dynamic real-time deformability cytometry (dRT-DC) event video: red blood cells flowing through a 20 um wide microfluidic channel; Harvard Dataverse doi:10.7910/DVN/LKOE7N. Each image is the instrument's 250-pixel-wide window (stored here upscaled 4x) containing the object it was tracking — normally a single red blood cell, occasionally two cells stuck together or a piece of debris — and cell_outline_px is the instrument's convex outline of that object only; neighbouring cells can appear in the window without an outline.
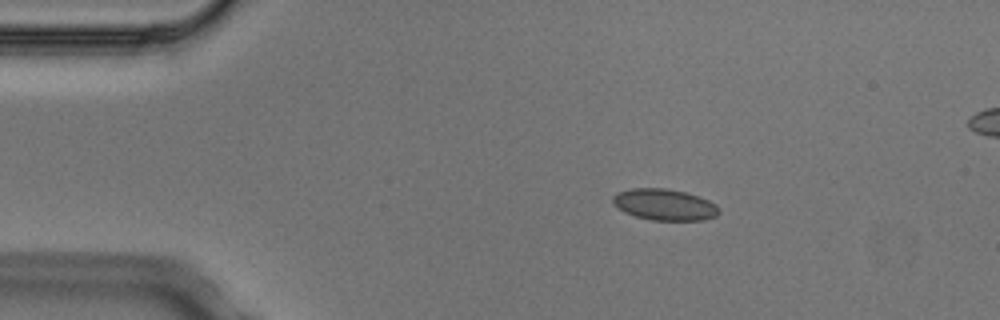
{"species": "Egyptian fruit bat (a non-hibernating species)", "species_latin": "Rousettus aegyptiacus", "temperature_condition": "cold", "stored_images_in_passage": 5, "camera_frame_rate_fps": 3000, "um_per_image_px": 0.085, "animal": {"sex": "male"}, "frame": {"image": 1, "passage_image": 1, "time_ms": 0.0, "image_size_px": [1000, 320], "cell_outline_px": [[720, 212], [716, 216], [704, 220], [652, 220], [636, 216], [624, 212], [612, 204], [612, 196], [616, 192], [632, 188], [664, 188], [684, 192], [708, 200], [716, 204], [720, 208]], "centroid_in_image_um": [56.46, 17.39], "position_along_channel_um": 28.5, "area_um2": 19.42}}
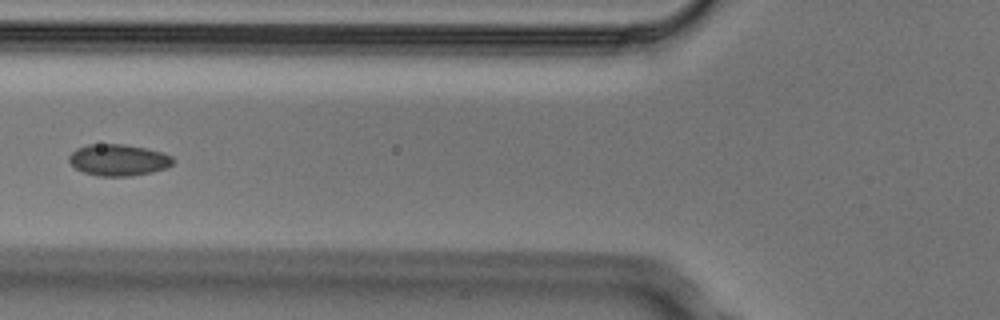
{"frame": {"image": 2, "passage_image": 4, "time_ms": 1.0, "image_size_px": [1000, 320], "cell_outline_px": [[176, 160], [168, 168], [152, 172], [132, 176], [96, 176], [84, 172], [76, 168], [68, 160], [68, 156], [76, 148], [88, 144], [124, 144], [144, 148], [160, 152], [172, 156]], "centroid_in_image_um": [10.07, 13.6], "position_along_channel_um": 115.7, "area_um2": 19.19}}
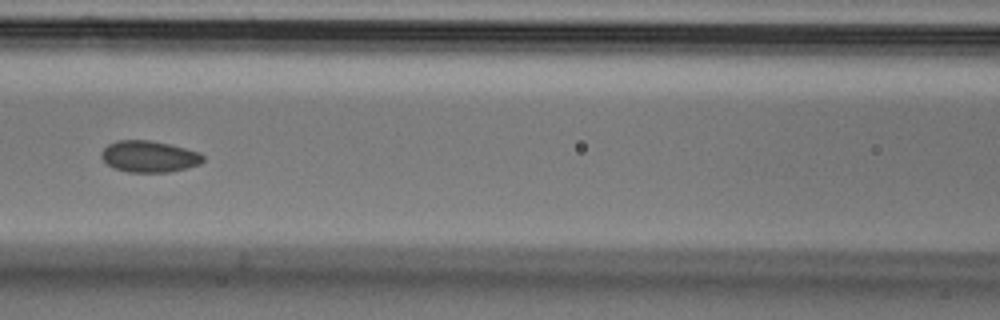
{"frame": {"image": 3, "passage_image": 5, "time_ms": 1.333, "image_size_px": [1000, 320], "cell_outline_px": [[204, 160], [200, 164], [168, 172], [128, 172], [116, 168], [108, 164], [100, 156], [100, 152], [108, 144], [116, 140], [148, 140], [168, 144], [200, 152], [204, 156]], "centroid_in_image_um": [12.66, 13.29], "position_along_channel_um": 153.9, "area_um2": 18.5}}